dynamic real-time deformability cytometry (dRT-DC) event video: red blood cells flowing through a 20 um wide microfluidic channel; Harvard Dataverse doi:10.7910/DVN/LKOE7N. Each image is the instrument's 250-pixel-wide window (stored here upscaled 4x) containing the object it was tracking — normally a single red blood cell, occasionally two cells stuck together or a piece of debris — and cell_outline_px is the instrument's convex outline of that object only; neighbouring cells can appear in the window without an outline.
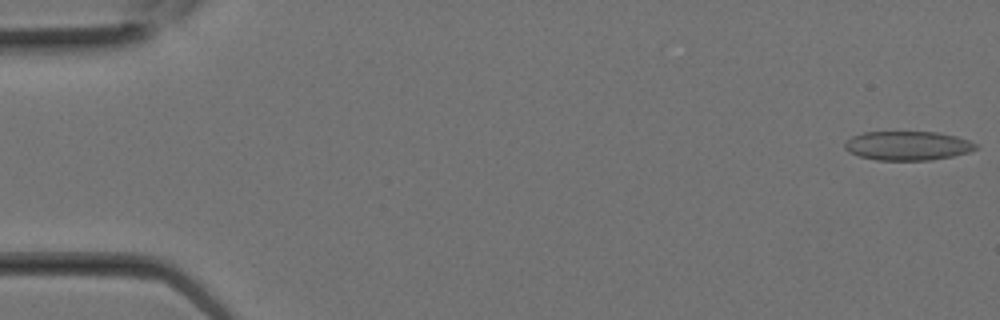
{"species": "Egyptian fruit bat (a non-hibernating species)", "species_latin": "Rousettus aegyptiacus", "temperature_condition": "room temperature", "stored_images_in_passage": 16, "camera_frame_rate_fps": 3000, "um_per_image_px": 0.085, "animal": {"sex": "female"}, "frame": {"image": 1, "passage_image": 1, "time_ms": 0.0, "image_size_px": [1000, 320], "cell_outline_px": [[976, 148], [968, 152], [952, 156], [932, 160], [876, 160], [860, 156], [848, 152], [844, 148], [844, 140], [852, 136], [864, 132], [936, 132], [956, 136], [968, 140], [976, 144]], "centroid_in_image_um": [77.09, 12.38], "position_along_channel_um": 7.9, "area_um2": 22.2}}
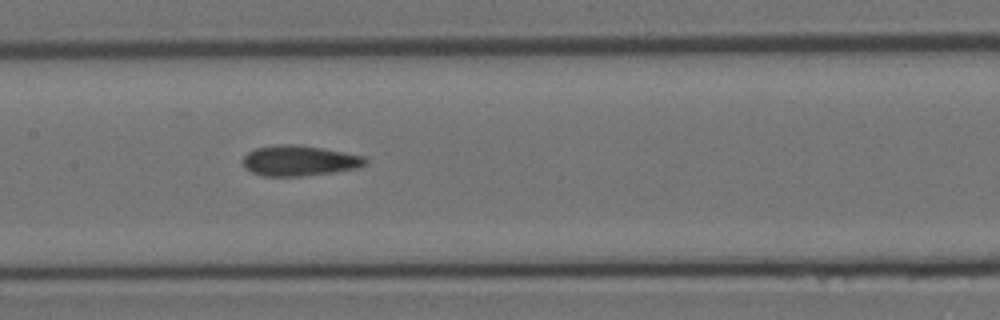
{"frame": {"image": 2, "passage_image": 13, "time_ms": 4.0, "image_size_px": [1000, 320], "cell_outline_px": [[368, 164], [356, 168], [332, 172], [300, 176], [264, 176], [252, 172], [244, 168], [244, 156], [248, 152], [256, 148], [280, 144], [292, 144], [320, 148], [344, 152], [364, 156], [368, 160]], "centroid_in_image_um": [25.45, 13.66], "position_along_channel_um": 182.0, "area_um2": 21.5}}
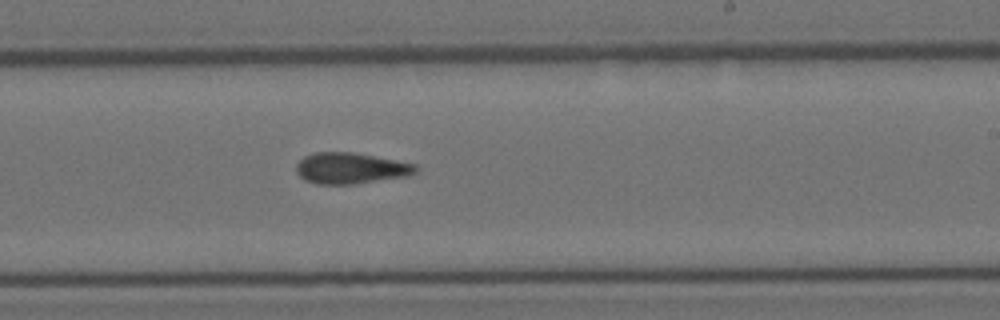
{"frame": {"image": 3, "passage_image": 16, "time_ms": 5.0, "image_size_px": [1000, 320], "cell_outline_px": [[420, 172], [408, 176], [352, 184], [316, 184], [304, 180], [296, 172], [296, 164], [304, 156], [312, 152], [352, 152], [396, 160], [416, 164], [420, 168]], "centroid_in_image_um": [29.83, 14.3], "position_along_channel_um": 259.2, "area_um2": 21.85}}